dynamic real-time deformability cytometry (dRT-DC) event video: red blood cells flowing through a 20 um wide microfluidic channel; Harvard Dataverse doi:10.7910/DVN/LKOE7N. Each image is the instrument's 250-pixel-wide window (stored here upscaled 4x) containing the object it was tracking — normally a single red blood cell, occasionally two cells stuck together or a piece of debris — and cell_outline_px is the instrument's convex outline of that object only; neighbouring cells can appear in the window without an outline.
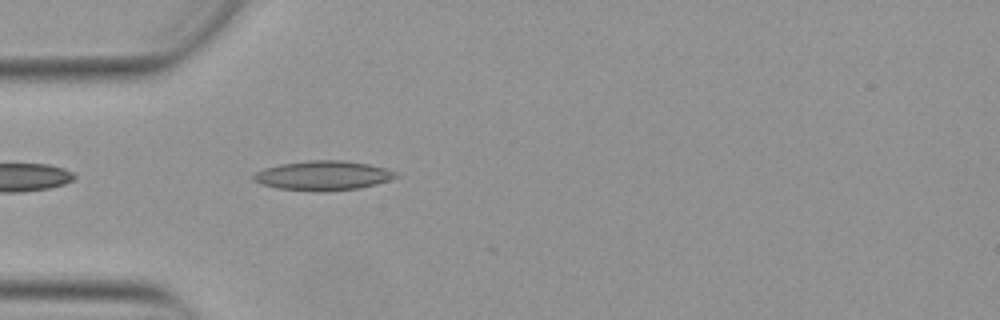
{"species": "Egyptian fruit bat (a non-hibernating species)", "species_latin": "Rousettus aegyptiacus", "temperature_condition": "warm", "stored_images_in_passage": 9, "camera_frame_rate_fps": 3000, "um_per_image_px": 0.085, "animal": {"sex": "female"}, "frame": {"image": 1, "passage_image": 2, "time_ms": 0.333, "image_size_px": [1000, 320], "cell_outline_px": [[400, 176], [376, 184], [360, 188], [324, 192], [316, 192], [276, 188], [260, 184], [252, 180], [252, 176], [256, 172], [264, 168], [280, 164], [308, 160], [344, 160], [368, 164], [384, 168], [396, 172]], "centroid_in_image_um": [27.43, 14.93], "position_along_channel_um": 57.6, "area_um2": 24.68}}
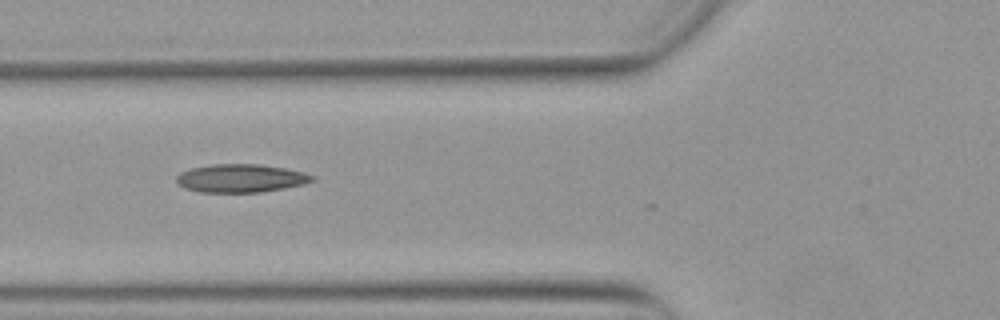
{"frame": {"image": 2, "passage_image": 6, "time_ms": 1.667, "image_size_px": [1000, 320], "cell_outline_px": [[316, 180], [304, 184], [284, 188], [260, 192], [200, 192], [184, 188], [176, 180], [176, 176], [180, 172], [192, 168], [212, 164], [260, 164], [284, 168], [304, 172], [316, 176]], "centroid_in_image_um": [20.5, 15.15], "position_along_channel_um": 105.3, "area_um2": 22.37}}